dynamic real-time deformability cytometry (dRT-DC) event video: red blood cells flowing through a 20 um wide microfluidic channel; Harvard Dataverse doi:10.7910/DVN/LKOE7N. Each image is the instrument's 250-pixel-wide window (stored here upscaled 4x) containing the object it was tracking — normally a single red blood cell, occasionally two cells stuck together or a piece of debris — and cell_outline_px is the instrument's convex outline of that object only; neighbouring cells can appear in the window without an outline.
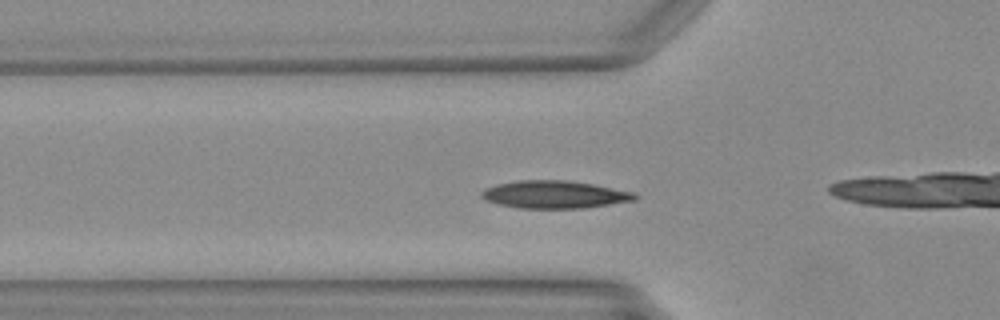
{"species": "Egyptian fruit bat (a non-hibernating species)", "species_latin": "Rousettus aegyptiacus", "temperature_condition": "warm", "stored_images_in_passage": 47, "camera_frame_rate_fps": 3000, "um_per_image_px": 0.085, "animal": {"sex": "female"}, "frame": {"image": 1, "passage_image": 14, "time_ms": 4.333, "image_size_px": [1000, 320], "cell_outline_px": [[640, 196], [636, 200], [584, 208], [520, 208], [496, 204], [480, 196], [480, 192], [484, 188], [496, 184], [516, 180], [564, 180], [592, 184], [636, 192]], "centroid_in_image_um": [47.14, 16.53], "position_along_channel_um": 78.7, "area_um2": 24.85}}